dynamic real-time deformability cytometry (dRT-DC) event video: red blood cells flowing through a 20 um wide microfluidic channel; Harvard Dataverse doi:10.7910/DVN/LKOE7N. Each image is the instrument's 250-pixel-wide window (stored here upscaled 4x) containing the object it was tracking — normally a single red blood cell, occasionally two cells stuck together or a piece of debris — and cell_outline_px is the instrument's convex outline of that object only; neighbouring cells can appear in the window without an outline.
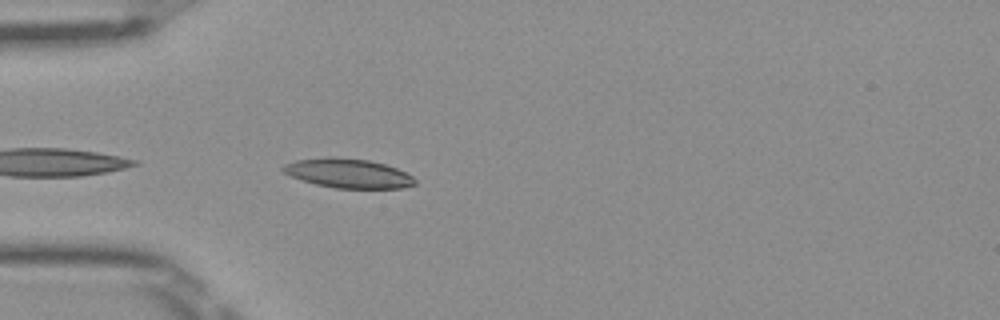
{"species": "Egyptian fruit bat (a non-hibernating species)", "species_latin": "Rousettus aegyptiacus", "temperature_condition": "room temperature", "stored_images_in_passage": 25, "camera_frame_rate_fps": 3000, "um_per_image_px": 0.085, "frame": {"image": 1, "passage_image": 2, "time_ms": 0.333, "image_size_px": [1000, 320], "cell_outline_px": [[416, 184], [404, 188], [336, 188], [316, 184], [292, 176], [284, 172], [280, 168], [284, 164], [296, 160], [324, 156], [332, 156], [368, 160], [384, 164], [396, 168], [412, 176], [416, 180]], "centroid_in_image_um": [29.59, 14.72], "position_along_channel_um": 55.4, "area_um2": 22.48}}
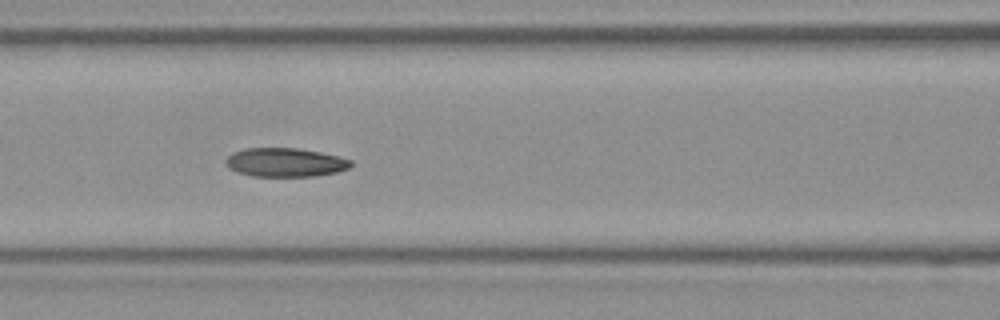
{"frame": {"image": 2, "passage_image": 9, "time_ms": 2.667, "image_size_px": [1000, 320], "cell_outline_px": [[352, 164], [348, 168], [336, 172], [312, 176], [252, 176], [236, 172], [228, 168], [224, 160], [232, 152], [244, 148], [296, 148], [320, 152], [340, 156], [352, 160]], "centroid_in_image_um": [24.21, 13.79], "position_along_channel_um": 142.4, "area_um2": 21.1}}
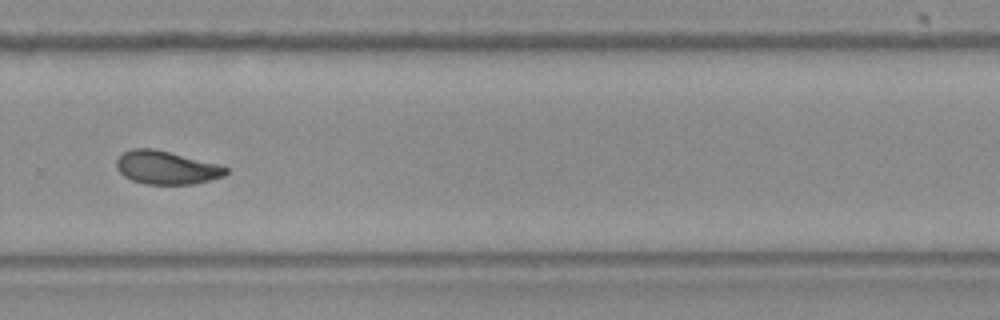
{"frame": {"image": 3, "passage_image": 22, "time_ms": 7.0, "image_size_px": [1000, 320], "cell_outline_px": [[228, 172], [224, 176], [196, 184], [144, 184], [132, 180], [124, 176], [116, 168], [116, 160], [124, 152], [132, 148], [152, 148], [220, 164], [228, 168]], "centroid_in_image_um": [14.15, 14.25], "position_along_channel_um": 315.6, "area_um2": 21.27}}